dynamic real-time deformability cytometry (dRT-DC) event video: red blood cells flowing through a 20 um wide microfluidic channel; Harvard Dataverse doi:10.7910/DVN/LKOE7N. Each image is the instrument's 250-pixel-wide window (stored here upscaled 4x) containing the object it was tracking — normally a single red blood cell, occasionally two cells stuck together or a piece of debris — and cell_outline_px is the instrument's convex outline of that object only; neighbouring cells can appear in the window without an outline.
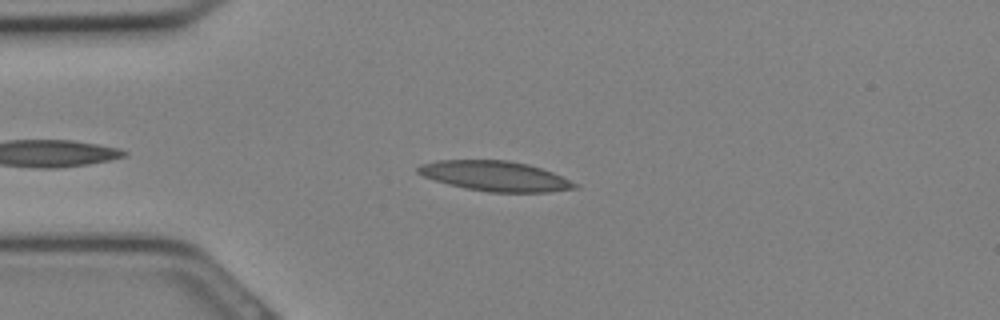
{"species": "Egyptian fruit bat (a non-hibernating species)", "species_latin": "Rousettus aegyptiacus", "temperature_condition": "cold", "stored_images_in_passage": 25, "camera_frame_rate_fps": 3000, "um_per_image_px": 0.085, "animal": {"sex": "female"}, "frame": {"image": 1, "passage_image": 3, "time_ms": 0.667, "image_size_px": [1000, 320], "cell_outline_px": [[580, 188], [548, 192], [488, 192], [464, 188], [448, 184], [424, 176], [416, 172], [416, 168], [420, 164], [440, 160], [508, 160], [528, 164], [552, 172], [580, 184]], "centroid_in_image_um": [42.12, 14.97], "position_along_channel_um": 42.9, "area_um2": 27.51}}
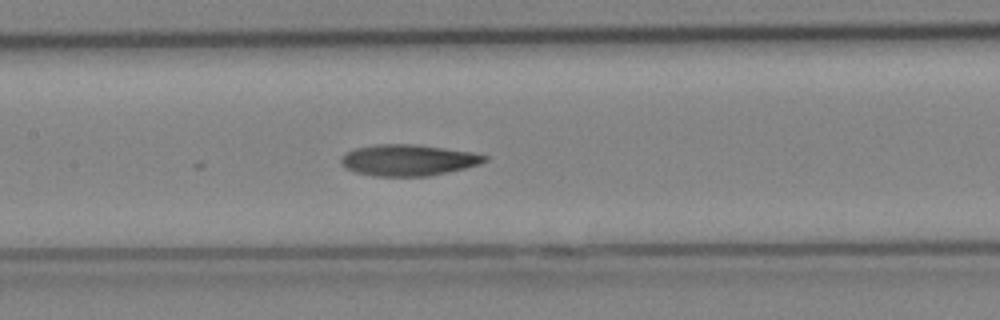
{"frame": {"image": 2, "passage_image": 10, "time_ms": 3.0, "image_size_px": [1000, 320], "cell_outline_px": [[488, 160], [480, 164], [448, 172], [428, 176], [376, 176], [356, 172], [344, 168], [340, 164], [340, 160], [348, 152], [356, 148], [376, 144], [416, 144], [472, 152], [488, 156]], "centroid_in_image_um": [34.71, 13.61], "position_along_channel_um": 172.7, "area_um2": 26.07}}
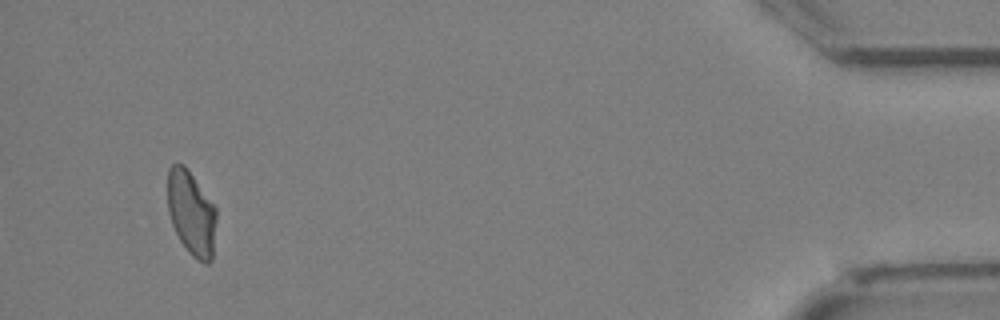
{"frame": {"image": 3, "passage_image": 25, "time_ms": 8.0, "image_size_px": [1000, 320], "cell_outline_px": [[216, 220], [212, 260], [208, 264], [204, 264], [196, 260], [192, 256], [180, 240], [172, 224], [168, 212], [168, 168], [172, 164], [184, 164], [216, 208]], "centroid_in_image_um": [16.27, 18.14], "position_along_channel_um": 418.9, "area_um2": 23.93}}